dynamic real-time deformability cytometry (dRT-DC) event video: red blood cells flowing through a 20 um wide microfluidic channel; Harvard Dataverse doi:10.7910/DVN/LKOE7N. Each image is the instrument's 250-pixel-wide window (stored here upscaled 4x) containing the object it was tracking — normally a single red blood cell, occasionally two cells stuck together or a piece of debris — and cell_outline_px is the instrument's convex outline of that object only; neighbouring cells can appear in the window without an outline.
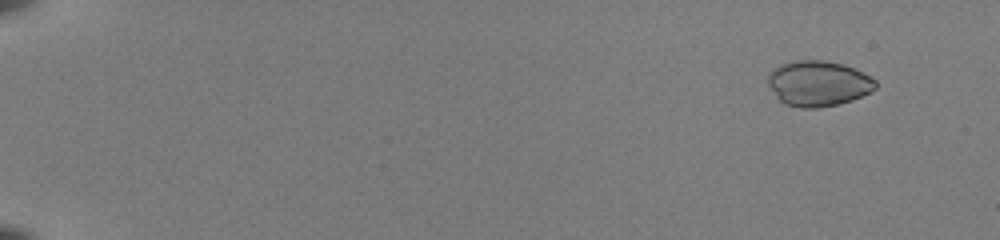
{"species": "common noctule bat (a hibernating species)", "species_latin": "Nyctalus noctula", "temperature_condition": "room temperature", "stored_images_in_passage": 15, "camera_frame_rate_fps": 3000, "um_per_image_px": 0.085, "animal": {"sex": "female", "body_mass_g": 22.0, "forearm_length_mm": 56.7}, "frame": {"image": 1, "passage_image": 1, "time_ms": 0.0, "image_size_px": [1000, 240], "cell_outline_px": [[876, 88], [852, 100], [820, 108], [800, 108], [788, 104], [780, 100], [776, 96], [768, 84], [768, 72], [780, 64], [796, 60], [824, 60], [856, 68], [876, 80]], "centroid_in_image_um": [69.54, 7.08], "position_along_channel_um": 15.5, "area_um2": 28.38}}
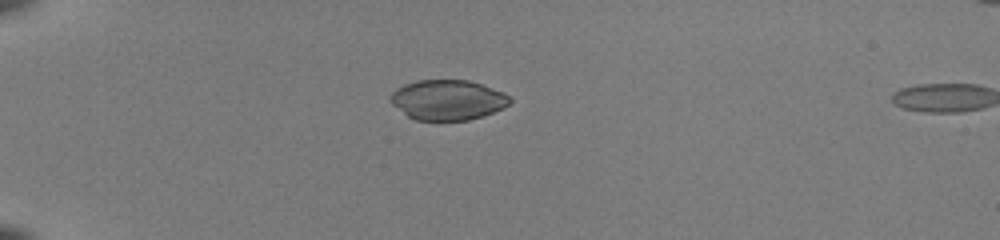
{"frame": {"image": 2, "passage_image": 13, "time_ms": 4.0, "image_size_px": [1000, 240], "cell_outline_px": [[512, 100], [504, 108], [468, 120], [416, 120], [408, 116], [392, 104], [388, 100], [388, 96], [396, 88], [404, 84], [416, 80], [468, 80], [504, 92]], "centroid_in_image_um": [38.01, 8.48], "position_along_channel_um": 47.0, "area_um2": 27.86}}